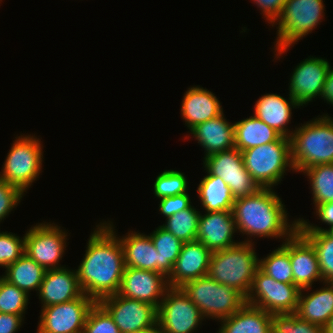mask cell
<instances>
[{
  "label": "cell",
  "mask_w": 333,
  "mask_h": 333,
  "mask_svg": "<svg viewBox=\"0 0 333 333\" xmlns=\"http://www.w3.org/2000/svg\"><path fill=\"white\" fill-rule=\"evenodd\" d=\"M322 286L324 287L316 288V291L311 290L312 287L300 291L295 314L324 328L333 314V282H323Z\"/></svg>",
  "instance_id": "24"
},
{
  "label": "cell",
  "mask_w": 333,
  "mask_h": 333,
  "mask_svg": "<svg viewBox=\"0 0 333 333\" xmlns=\"http://www.w3.org/2000/svg\"><path fill=\"white\" fill-rule=\"evenodd\" d=\"M83 294L76 269L63 267L46 270L37 296L44 308L77 299Z\"/></svg>",
  "instance_id": "20"
},
{
  "label": "cell",
  "mask_w": 333,
  "mask_h": 333,
  "mask_svg": "<svg viewBox=\"0 0 333 333\" xmlns=\"http://www.w3.org/2000/svg\"><path fill=\"white\" fill-rule=\"evenodd\" d=\"M262 258H259V268L264 273L278 282L294 283L289 256V238L266 257Z\"/></svg>",
  "instance_id": "31"
},
{
  "label": "cell",
  "mask_w": 333,
  "mask_h": 333,
  "mask_svg": "<svg viewBox=\"0 0 333 333\" xmlns=\"http://www.w3.org/2000/svg\"><path fill=\"white\" fill-rule=\"evenodd\" d=\"M289 256L294 284L300 289L323 283L316 251L312 244L297 230L289 237Z\"/></svg>",
  "instance_id": "19"
},
{
  "label": "cell",
  "mask_w": 333,
  "mask_h": 333,
  "mask_svg": "<svg viewBox=\"0 0 333 333\" xmlns=\"http://www.w3.org/2000/svg\"><path fill=\"white\" fill-rule=\"evenodd\" d=\"M98 303L122 333L148 330L157 325V308L147 302L115 294Z\"/></svg>",
  "instance_id": "14"
},
{
  "label": "cell",
  "mask_w": 333,
  "mask_h": 333,
  "mask_svg": "<svg viewBox=\"0 0 333 333\" xmlns=\"http://www.w3.org/2000/svg\"><path fill=\"white\" fill-rule=\"evenodd\" d=\"M331 65L325 58L308 56L291 73L289 94L301 107L317 96L321 99L323 85ZM316 97V98H315Z\"/></svg>",
  "instance_id": "15"
},
{
  "label": "cell",
  "mask_w": 333,
  "mask_h": 333,
  "mask_svg": "<svg viewBox=\"0 0 333 333\" xmlns=\"http://www.w3.org/2000/svg\"><path fill=\"white\" fill-rule=\"evenodd\" d=\"M205 173L196 190L200 207L204 212L232 211L235 199L230 188L221 177Z\"/></svg>",
  "instance_id": "27"
},
{
  "label": "cell",
  "mask_w": 333,
  "mask_h": 333,
  "mask_svg": "<svg viewBox=\"0 0 333 333\" xmlns=\"http://www.w3.org/2000/svg\"><path fill=\"white\" fill-rule=\"evenodd\" d=\"M323 0H287L280 17L272 25H276L277 35L274 42V59L281 56L293 47L294 44L305 38L324 19L325 7ZM278 25V26H277Z\"/></svg>",
  "instance_id": "5"
},
{
  "label": "cell",
  "mask_w": 333,
  "mask_h": 333,
  "mask_svg": "<svg viewBox=\"0 0 333 333\" xmlns=\"http://www.w3.org/2000/svg\"><path fill=\"white\" fill-rule=\"evenodd\" d=\"M301 173L310 181L314 206L333 202V163L315 165Z\"/></svg>",
  "instance_id": "32"
},
{
  "label": "cell",
  "mask_w": 333,
  "mask_h": 333,
  "mask_svg": "<svg viewBox=\"0 0 333 333\" xmlns=\"http://www.w3.org/2000/svg\"><path fill=\"white\" fill-rule=\"evenodd\" d=\"M224 112L188 131L204 149V158L235 148L234 123L226 120Z\"/></svg>",
  "instance_id": "23"
},
{
  "label": "cell",
  "mask_w": 333,
  "mask_h": 333,
  "mask_svg": "<svg viewBox=\"0 0 333 333\" xmlns=\"http://www.w3.org/2000/svg\"><path fill=\"white\" fill-rule=\"evenodd\" d=\"M96 302L83 294L61 304L41 308L37 333H83L90 309Z\"/></svg>",
  "instance_id": "13"
},
{
  "label": "cell",
  "mask_w": 333,
  "mask_h": 333,
  "mask_svg": "<svg viewBox=\"0 0 333 333\" xmlns=\"http://www.w3.org/2000/svg\"><path fill=\"white\" fill-rule=\"evenodd\" d=\"M188 181L184 173L178 170H164L153 184V194L162 199L188 192Z\"/></svg>",
  "instance_id": "35"
},
{
  "label": "cell",
  "mask_w": 333,
  "mask_h": 333,
  "mask_svg": "<svg viewBox=\"0 0 333 333\" xmlns=\"http://www.w3.org/2000/svg\"><path fill=\"white\" fill-rule=\"evenodd\" d=\"M308 221V222H307ZM298 231H317L326 232L331 238H333V226L330 228H322L321 226L314 225L309 222V220L303 217L298 219Z\"/></svg>",
  "instance_id": "46"
},
{
  "label": "cell",
  "mask_w": 333,
  "mask_h": 333,
  "mask_svg": "<svg viewBox=\"0 0 333 333\" xmlns=\"http://www.w3.org/2000/svg\"><path fill=\"white\" fill-rule=\"evenodd\" d=\"M95 229V230H94ZM113 221L93 228L83 259L76 269L85 295L95 302L118 293L125 269L124 253Z\"/></svg>",
  "instance_id": "1"
},
{
  "label": "cell",
  "mask_w": 333,
  "mask_h": 333,
  "mask_svg": "<svg viewBox=\"0 0 333 333\" xmlns=\"http://www.w3.org/2000/svg\"><path fill=\"white\" fill-rule=\"evenodd\" d=\"M67 234V230L54 222H38L24 234L25 254L46 270L66 267L60 261L67 250Z\"/></svg>",
  "instance_id": "9"
},
{
  "label": "cell",
  "mask_w": 333,
  "mask_h": 333,
  "mask_svg": "<svg viewBox=\"0 0 333 333\" xmlns=\"http://www.w3.org/2000/svg\"><path fill=\"white\" fill-rule=\"evenodd\" d=\"M200 212L191 205L189 208L166 218L165 223L161 226L183 243L195 241L198 233Z\"/></svg>",
  "instance_id": "33"
},
{
  "label": "cell",
  "mask_w": 333,
  "mask_h": 333,
  "mask_svg": "<svg viewBox=\"0 0 333 333\" xmlns=\"http://www.w3.org/2000/svg\"><path fill=\"white\" fill-rule=\"evenodd\" d=\"M211 251L195 240L182 244L173 271L168 277L170 288H180L185 283L208 275Z\"/></svg>",
  "instance_id": "18"
},
{
  "label": "cell",
  "mask_w": 333,
  "mask_h": 333,
  "mask_svg": "<svg viewBox=\"0 0 333 333\" xmlns=\"http://www.w3.org/2000/svg\"><path fill=\"white\" fill-rule=\"evenodd\" d=\"M319 116L295 126L289 138L295 172L333 163V118L328 113Z\"/></svg>",
  "instance_id": "3"
},
{
  "label": "cell",
  "mask_w": 333,
  "mask_h": 333,
  "mask_svg": "<svg viewBox=\"0 0 333 333\" xmlns=\"http://www.w3.org/2000/svg\"><path fill=\"white\" fill-rule=\"evenodd\" d=\"M43 154V144L35 134L17 135L2 165L0 179L27 193L42 173Z\"/></svg>",
  "instance_id": "8"
},
{
  "label": "cell",
  "mask_w": 333,
  "mask_h": 333,
  "mask_svg": "<svg viewBox=\"0 0 333 333\" xmlns=\"http://www.w3.org/2000/svg\"><path fill=\"white\" fill-rule=\"evenodd\" d=\"M206 319L181 288H169L157 308L163 333H195Z\"/></svg>",
  "instance_id": "11"
},
{
  "label": "cell",
  "mask_w": 333,
  "mask_h": 333,
  "mask_svg": "<svg viewBox=\"0 0 333 333\" xmlns=\"http://www.w3.org/2000/svg\"><path fill=\"white\" fill-rule=\"evenodd\" d=\"M261 11L260 14L264 15V18L267 23L271 26L277 21L280 17V14L283 10L284 4L287 0H251Z\"/></svg>",
  "instance_id": "42"
},
{
  "label": "cell",
  "mask_w": 333,
  "mask_h": 333,
  "mask_svg": "<svg viewBox=\"0 0 333 333\" xmlns=\"http://www.w3.org/2000/svg\"><path fill=\"white\" fill-rule=\"evenodd\" d=\"M284 204L271 188H260L253 195L235 199L232 212L237 232L247 236L243 242L256 243L252 237L284 241L291 237L298 230L299 222L297 218L289 220Z\"/></svg>",
  "instance_id": "2"
},
{
  "label": "cell",
  "mask_w": 333,
  "mask_h": 333,
  "mask_svg": "<svg viewBox=\"0 0 333 333\" xmlns=\"http://www.w3.org/2000/svg\"><path fill=\"white\" fill-rule=\"evenodd\" d=\"M83 333H122L109 313L96 302L90 309Z\"/></svg>",
  "instance_id": "39"
},
{
  "label": "cell",
  "mask_w": 333,
  "mask_h": 333,
  "mask_svg": "<svg viewBox=\"0 0 333 333\" xmlns=\"http://www.w3.org/2000/svg\"><path fill=\"white\" fill-rule=\"evenodd\" d=\"M271 313L245 303L237 312L220 320V333H272Z\"/></svg>",
  "instance_id": "26"
},
{
  "label": "cell",
  "mask_w": 333,
  "mask_h": 333,
  "mask_svg": "<svg viewBox=\"0 0 333 333\" xmlns=\"http://www.w3.org/2000/svg\"><path fill=\"white\" fill-rule=\"evenodd\" d=\"M333 66L330 67L323 85L321 99L333 106Z\"/></svg>",
  "instance_id": "45"
},
{
  "label": "cell",
  "mask_w": 333,
  "mask_h": 333,
  "mask_svg": "<svg viewBox=\"0 0 333 333\" xmlns=\"http://www.w3.org/2000/svg\"><path fill=\"white\" fill-rule=\"evenodd\" d=\"M25 315H15L0 312V333H16L23 325Z\"/></svg>",
  "instance_id": "43"
},
{
  "label": "cell",
  "mask_w": 333,
  "mask_h": 333,
  "mask_svg": "<svg viewBox=\"0 0 333 333\" xmlns=\"http://www.w3.org/2000/svg\"><path fill=\"white\" fill-rule=\"evenodd\" d=\"M128 333H163L162 330L156 325L154 328L143 330V331H135V332H128Z\"/></svg>",
  "instance_id": "47"
},
{
  "label": "cell",
  "mask_w": 333,
  "mask_h": 333,
  "mask_svg": "<svg viewBox=\"0 0 333 333\" xmlns=\"http://www.w3.org/2000/svg\"><path fill=\"white\" fill-rule=\"evenodd\" d=\"M288 99V100H287ZM267 93L259 97L254 105V116L273 128L283 137L290 138L295 129H288L291 122L292 110L301 106L289 95Z\"/></svg>",
  "instance_id": "21"
},
{
  "label": "cell",
  "mask_w": 333,
  "mask_h": 333,
  "mask_svg": "<svg viewBox=\"0 0 333 333\" xmlns=\"http://www.w3.org/2000/svg\"><path fill=\"white\" fill-rule=\"evenodd\" d=\"M29 295L16 285L3 280L0 286V312L25 315L28 309Z\"/></svg>",
  "instance_id": "36"
},
{
  "label": "cell",
  "mask_w": 333,
  "mask_h": 333,
  "mask_svg": "<svg viewBox=\"0 0 333 333\" xmlns=\"http://www.w3.org/2000/svg\"><path fill=\"white\" fill-rule=\"evenodd\" d=\"M24 196L19 188L0 179V223L16 209Z\"/></svg>",
  "instance_id": "40"
},
{
  "label": "cell",
  "mask_w": 333,
  "mask_h": 333,
  "mask_svg": "<svg viewBox=\"0 0 333 333\" xmlns=\"http://www.w3.org/2000/svg\"><path fill=\"white\" fill-rule=\"evenodd\" d=\"M272 333H325L323 327L299 318L295 313L272 314Z\"/></svg>",
  "instance_id": "37"
},
{
  "label": "cell",
  "mask_w": 333,
  "mask_h": 333,
  "mask_svg": "<svg viewBox=\"0 0 333 333\" xmlns=\"http://www.w3.org/2000/svg\"><path fill=\"white\" fill-rule=\"evenodd\" d=\"M314 214L320 222L330 227L333 226V202L322 203L314 207Z\"/></svg>",
  "instance_id": "44"
},
{
  "label": "cell",
  "mask_w": 333,
  "mask_h": 333,
  "mask_svg": "<svg viewBox=\"0 0 333 333\" xmlns=\"http://www.w3.org/2000/svg\"><path fill=\"white\" fill-rule=\"evenodd\" d=\"M169 288L168 278L162 273L125 267L117 294L158 308Z\"/></svg>",
  "instance_id": "16"
},
{
  "label": "cell",
  "mask_w": 333,
  "mask_h": 333,
  "mask_svg": "<svg viewBox=\"0 0 333 333\" xmlns=\"http://www.w3.org/2000/svg\"><path fill=\"white\" fill-rule=\"evenodd\" d=\"M245 168L260 188L278 186L287 171H295L291 161L290 139L276 141L242 151Z\"/></svg>",
  "instance_id": "6"
},
{
  "label": "cell",
  "mask_w": 333,
  "mask_h": 333,
  "mask_svg": "<svg viewBox=\"0 0 333 333\" xmlns=\"http://www.w3.org/2000/svg\"><path fill=\"white\" fill-rule=\"evenodd\" d=\"M185 92L180 112L189 130L224 112L219 98L210 90L195 85Z\"/></svg>",
  "instance_id": "22"
},
{
  "label": "cell",
  "mask_w": 333,
  "mask_h": 333,
  "mask_svg": "<svg viewBox=\"0 0 333 333\" xmlns=\"http://www.w3.org/2000/svg\"><path fill=\"white\" fill-rule=\"evenodd\" d=\"M126 234L118 237L124 253L125 267L159 273V256L150 236L135 230Z\"/></svg>",
  "instance_id": "25"
},
{
  "label": "cell",
  "mask_w": 333,
  "mask_h": 333,
  "mask_svg": "<svg viewBox=\"0 0 333 333\" xmlns=\"http://www.w3.org/2000/svg\"><path fill=\"white\" fill-rule=\"evenodd\" d=\"M25 253V236L0 231V268L14 263Z\"/></svg>",
  "instance_id": "38"
},
{
  "label": "cell",
  "mask_w": 333,
  "mask_h": 333,
  "mask_svg": "<svg viewBox=\"0 0 333 333\" xmlns=\"http://www.w3.org/2000/svg\"><path fill=\"white\" fill-rule=\"evenodd\" d=\"M254 245L242 240L232 247L211 253L208 276L220 284L235 288L246 297L259 268Z\"/></svg>",
  "instance_id": "4"
},
{
  "label": "cell",
  "mask_w": 333,
  "mask_h": 333,
  "mask_svg": "<svg viewBox=\"0 0 333 333\" xmlns=\"http://www.w3.org/2000/svg\"><path fill=\"white\" fill-rule=\"evenodd\" d=\"M202 164L210 175L224 180L234 199L253 195L260 189L246 170L242 152L237 148L207 156Z\"/></svg>",
  "instance_id": "12"
},
{
  "label": "cell",
  "mask_w": 333,
  "mask_h": 333,
  "mask_svg": "<svg viewBox=\"0 0 333 333\" xmlns=\"http://www.w3.org/2000/svg\"><path fill=\"white\" fill-rule=\"evenodd\" d=\"M4 279H5V278H4V274H3L2 276H0V286H1L2 281H3Z\"/></svg>",
  "instance_id": "49"
},
{
  "label": "cell",
  "mask_w": 333,
  "mask_h": 333,
  "mask_svg": "<svg viewBox=\"0 0 333 333\" xmlns=\"http://www.w3.org/2000/svg\"><path fill=\"white\" fill-rule=\"evenodd\" d=\"M314 247L323 282H333V238L325 231H299Z\"/></svg>",
  "instance_id": "34"
},
{
  "label": "cell",
  "mask_w": 333,
  "mask_h": 333,
  "mask_svg": "<svg viewBox=\"0 0 333 333\" xmlns=\"http://www.w3.org/2000/svg\"><path fill=\"white\" fill-rule=\"evenodd\" d=\"M180 288L208 320L219 322L228 318L246 303L241 292L214 281L208 275L191 280Z\"/></svg>",
  "instance_id": "7"
},
{
  "label": "cell",
  "mask_w": 333,
  "mask_h": 333,
  "mask_svg": "<svg viewBox=\"0 0 333 333\" xmlns=\"http://www.w3.org/2000/svg\"><path fill=\"white\" fill-rule=\"evenodd\" d=\"M148 235L158 252L159 273H162L168 278L173 271L183 242L176 238L171 232L164 229L161 225Z\"/></svg>",
  "instance_id": "30"
},
{
  "label": "cell",
  "mask_w": 333,
  "mask_h": 333,
  "mask_svg": "<svg viewBox=\"0 0 333 333\" xmlns=\"http://www.w3.org/2000/svg\"><path fill=\"white\" fill-rule=\"evenodd\" d=\"M45 273L44 267L24 253L18 260L6 267L4 278L30 296L31 291H36L38 294Z\"/></svg>",
  "instance_id": "29"
},
{
  "label": "cell",
  "mask_w": 333,
  "mask_h": 333,
  "mask_svg": "<svg viewBox=\"0 0 333 333\" xmlns=\"http://www.w3.org/2000/svg\"><path fill=\"white\" fill-rule=\"evenodd\" d=\"M235 233L238 232L232 211L200 214L196 240L212 253L238 244L239 241L234 240Z\"/></svg>",
  "instance_id": "17"
},
{
  "label": "cell",
  "mask_w": 333,
  "mask_h": 333,
  "mask_svg": "<svg viewBox=\"0 0 333 333\" xmlns=\"http://www.w3.org/2000/svg\"><path fill=\"white\" fill-rule=\"evenodd\" d=\"M325 333H333V314L329 319L328 323L324 327Z\"/></svg>",
  "instance_id": "48"
},
{
  "label": "cell",
  "mask_w": 333,
  "mask_h": 333,
  "mask_svg": "<svg viewBox=\"0 0 333 333\" xmlns=\"http://www.w3.org/2000/svg\"><path fill=\"white\" fill-rule=\"evenodd\" d=\"M235 148L245 151L276 141L281 135L262 120L251 115L234 123Z\"/></svg>",
  "instance_id": "28"
},
{
  "label": "cell",
  "mask_w": 333,
  "mask_h": 333,
  "mask_svg": "<svg viewBox=\"0 0 333 333\" xmlns=\"http://www.w3.org/2000/svg\"><path fill=\"white\" fill-rule=\"evenodd\" d=\"M300 291L294 283L278 282L258 268L246 303L271 314L295 313Z\"/></svg>",
  "instance_id": "10"
},
{
  "label": "cell",
  "mask_w": 333,
  "mask_h": 333,
  "mask_svg": "<svg viewBox=\"0 0 333 333\" xmlns=\"http://www.w3.org/2000/svg\"><path fill=\"white\" fill-rule=\"evenodd\" d=\"M159 200L158 210L165 218L181 212L192 205L188 192L171 197H165Z\"/></svg>",
  "instance_id": "41"
}]
</instances>
